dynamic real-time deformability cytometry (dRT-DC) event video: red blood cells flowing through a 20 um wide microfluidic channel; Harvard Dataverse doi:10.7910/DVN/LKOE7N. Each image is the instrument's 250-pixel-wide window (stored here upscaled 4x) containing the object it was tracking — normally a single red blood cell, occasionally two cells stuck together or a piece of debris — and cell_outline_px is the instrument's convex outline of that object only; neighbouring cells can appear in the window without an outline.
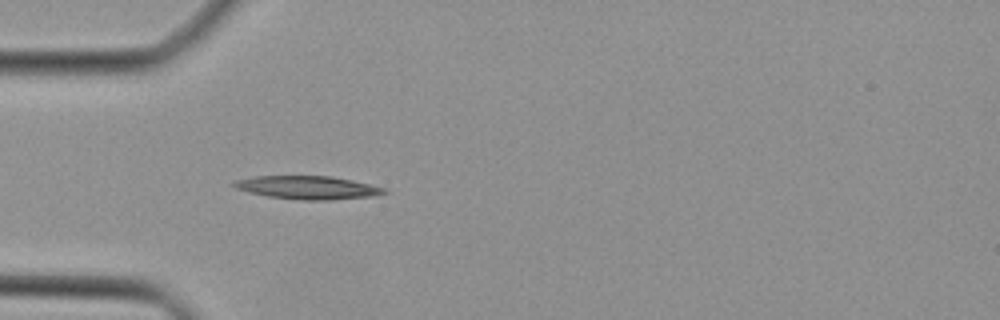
{"species": "Egyptian fruit bat (a non-hibernating species)", "species_latin": "Rousettus aegyptiacus", "temperature_condition": "cold", "stored_images_in_passage": 32, "camera_frame_rate_fps": 3000, "um_per_image_px": 0.085, "animal": {"sex": "female"}, "frame": {"image": 1, "passage_image": 2, "time_ms": 0.333, "image_size_px": [1000, 320], "cell_outline_px": [[388, 192], [372, 196], [328, 200], [304, 200], [268, 196], [248, 192], [236, 188], [232, 184], [236, 180], [256, 176], [332, 176], [352, 180], [384, 188]], "centroid_in_image_um": [26.15, 15.94], "position_along_channel_um": 58.9, "area_um2": 20.06}}
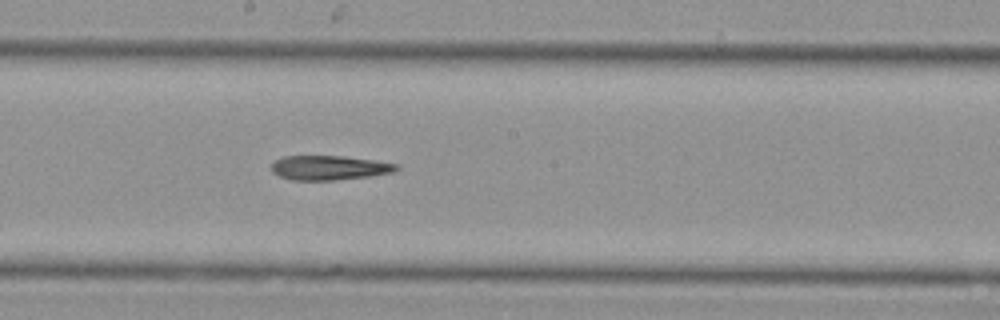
{"frame": {"image": 2, "passage_image": 13, "time_ms": 4.0, "image_size_px": [1000, 320], "cell_outline_px": [[400, 168], [396, 172], [372, 176], [332, 180], [292, 180], [280, 176], [272, 172], [272, 164], [276, 160], [284, 156], [344, 156], [400, 164]], "centroid_in_image_um": [28.04, 14.26], "position_along_channel_um": 220.2, "area_um2": 17.86}}
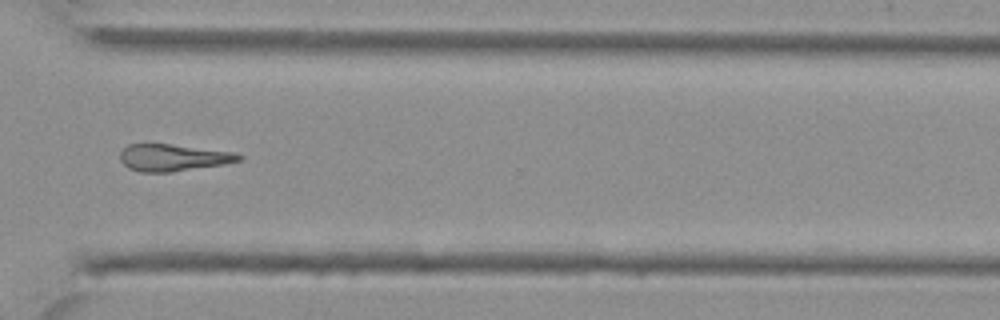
{"frame": {"image": 3, "passage_image": 22, "time_ms": 7.0, "image_size_px": [1000, 320], "cell_outline_px": [[244, 156], [240, 160], [224, 164], [172, 172], [140, 172], [128, 168], [120, 160], [120, 152], [128, 144], [172, 144], [236, 152]], "centroid_in_image_um": [14.72, 13.39], "position_along_channel_um": 355.9, "area_um2": 18.73}}